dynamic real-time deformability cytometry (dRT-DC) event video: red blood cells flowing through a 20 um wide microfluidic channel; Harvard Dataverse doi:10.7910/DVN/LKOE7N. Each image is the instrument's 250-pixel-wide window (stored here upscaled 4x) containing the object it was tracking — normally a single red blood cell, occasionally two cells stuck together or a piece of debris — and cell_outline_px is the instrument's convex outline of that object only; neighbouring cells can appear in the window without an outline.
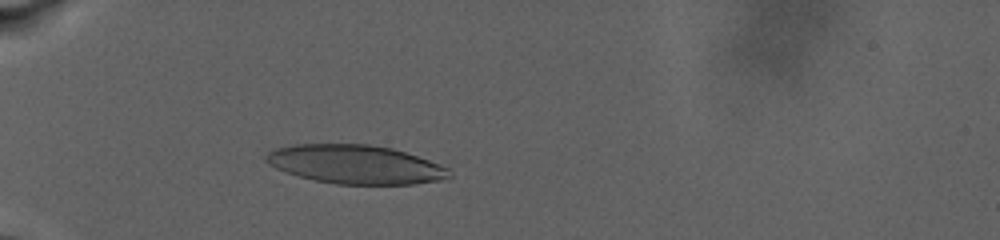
{"species": "human", "species_latin": "Homo sapiens", "temperature_condition": "warm", "stored_images_in_passage": 46, "camera_frame_rate_fps": 3000, "um_per_image_px": 0.085, "donor": {"sex": "male"}, "frame": {"image": 1, "passage_image": 16, "time_ms": 8.333, "image_size_px": [1000, 240], "cell_outline_px": [[452, 176], [440, 180], [412, 184], [336, 184], [316, 180], [300, 176], [276, 168], [268, 164], [264, 160], [264, 156], [272, 148], [292, 144], [368, 144], [392, 148], [428, 160], [448, 168]], "centroid_in_image_um": [30.16, 13.96], "position_along_channel_um": 54.8, "area_um2": 41.27}}
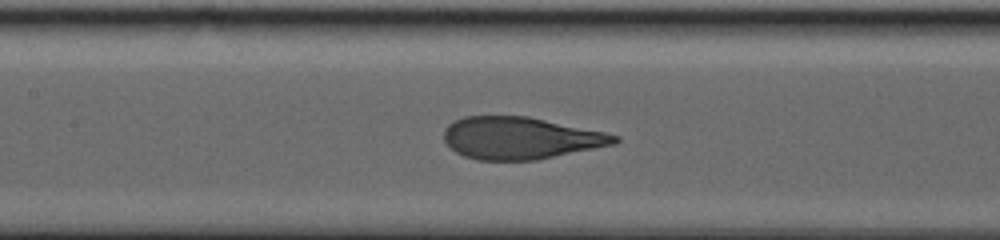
{"frame": {"image": 2, "passage_image": 29, "time_ms": 13.667, "image_size_px": [1000, 240], "cell_outline_px": [[620, 140], [612, 144], [536, 160], [476, 160], [464, 156], [456, 152], [444, 140], [444, 128], [448, 124], [464, 116], [528, 116], [604, 132], [620, 136]], "centroid_in_image_um": [44.19, 11.73], "position_along_channel_um": 163.2, "area_um2": 41.56}}
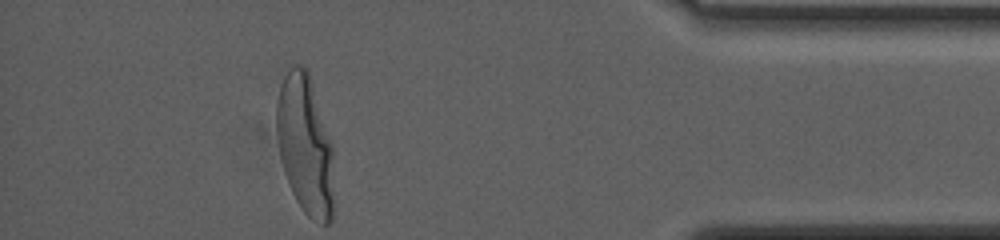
{"frame": {"image": 3, "passage_image": 46, "time_ms": 24.667, "image_size_px": [1000, 240], "cell_outline_px": [[332, 220], [328, 224], [324, 224], [312, 220], [304, 212], [296, 200], [292, 192], [284, 172], [280, 156], [276, 132], [276, 100], [280, 84], [288, 68], [296, 64], [300, 64], [308, 68], [332, 148]], "centroid_in_image_um": [25.9, 12.27], "position_along_channel_um": 409.3, "area_um2": 46.36}, "authors_computed_cell_mechanics": {"area_um2": 42.8587, "velocity_mm_per_s": 2.5502, "shape_relaxation_time_tau1_ms": 6.5369, "shape_relaxation_time_tau2_ms": null, "deformation_change_tau1": 0.2411, "deformation_change_tau2": null}}